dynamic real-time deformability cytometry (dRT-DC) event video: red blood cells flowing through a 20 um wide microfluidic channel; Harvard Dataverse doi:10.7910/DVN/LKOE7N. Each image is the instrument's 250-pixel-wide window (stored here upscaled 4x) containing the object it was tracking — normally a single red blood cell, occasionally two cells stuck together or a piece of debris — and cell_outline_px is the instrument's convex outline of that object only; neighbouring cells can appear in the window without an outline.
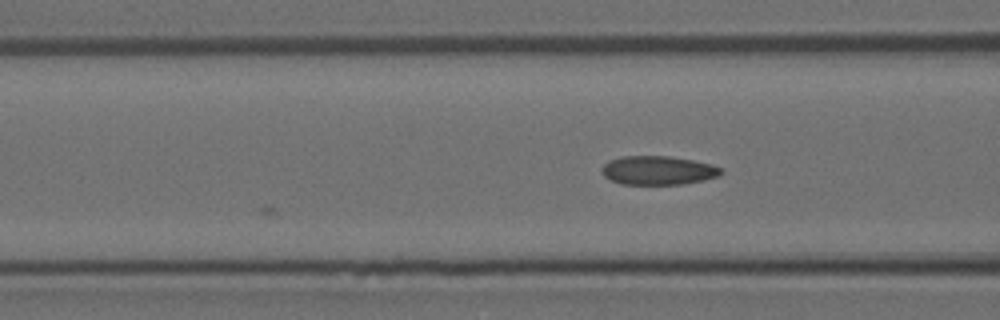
{"species": "Egyptian fruit bat (a non-hibernating species)", "species_latin": "Rousettus aegyptiacus", "temperature_condition": "room temperature", "stored_images_in_passage": 4, "camera_frame_rate_fps": 3000, "um_per_image_px": 0.085, "animal": {"sex": "female"}, "frame": {"image": 1, "passage_image": 4, "time_ms": 1.0, "image_size_px": [1000, 320], "cell_outline_px": [[724, 172], [720, 176], [704, 180], [680, 184], [620, 184], [604, 176], [600, 172], [600, 168], [608, 160], [620, 156], [668, 156], [692, 160], [712, 164], [724, 168]], "centroid_in_image_um": [55.94, 14.47], "position_along_channel_um": 110.7, "area_um2": 20.29}}